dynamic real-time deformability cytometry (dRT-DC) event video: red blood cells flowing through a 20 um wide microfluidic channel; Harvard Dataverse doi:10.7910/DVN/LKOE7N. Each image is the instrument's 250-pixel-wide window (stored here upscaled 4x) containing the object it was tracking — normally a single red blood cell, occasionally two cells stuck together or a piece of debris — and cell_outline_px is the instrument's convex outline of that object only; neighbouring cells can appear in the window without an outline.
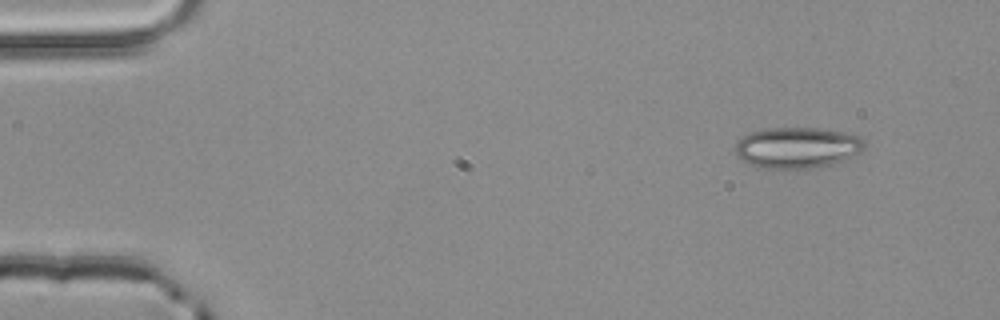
{"species": "common noctule bat (a hibernating species)", "species_latin": "Nyctalus noctula", "temperature_condition": "room temperature", "stored_images_in_passage": 3, "camera_frame_rate_fps": 3000, "um_per_image_px": 0.085, "animal": {"sex": "male", "body_mass_g": 20.4}, "frame": {"image": 1, "passage_image": 1, "time_ms": 0.0, "image_size_px": [1000, 320], "cell_outline_px": [[864, 148], [860, 152], [844, 160], [832, 164], [816, 168], [760, 168], [748, 164], [740, 160], [736, 152], [736, 144], [744, 136], [752, 132], [764, 128], [820, 128], [844, 132], [860, 136], [864, 140]], "centroid_in_image_um": [67.78, 12.55], "position_along_channel_um": 17.2, "area_um2": 30.92}}